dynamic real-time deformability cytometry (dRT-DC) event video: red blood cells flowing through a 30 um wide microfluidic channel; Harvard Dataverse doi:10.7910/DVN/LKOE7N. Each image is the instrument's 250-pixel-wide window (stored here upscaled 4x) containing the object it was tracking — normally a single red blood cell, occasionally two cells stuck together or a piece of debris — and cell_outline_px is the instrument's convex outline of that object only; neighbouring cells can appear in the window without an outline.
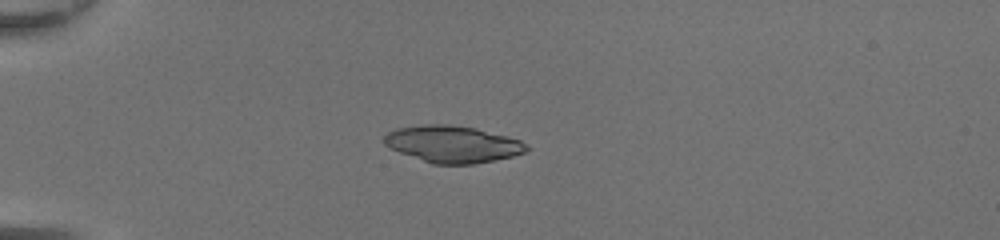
{"species": "common noctule bat (a hibernating species)", "species_latin": "Nyctalus noctula", "temperature_condition": "room temperature", "stored_images_in_passage": 35, "camera_frame_rate_fps": 3000, "um_per_image_px": 0.085, "animal": {"sex": "female", "body_mass_g": 20.0, "forearm_length_mm": 54.0}, "frame": {"image": 1, "passage_image": 1, "time_ms": 0.0, "image_size_px": [1000, 240], "cell_outline_px": [[532, 148], [528, 152], [512, 156], [472, 164], [432, 164], [400, 152], [384, 144], [384, 136], [388, 132], [396, 128], [424, 124], [444, 124], [476, 128], [508, 136], [520, 140], [528, 144]], "centroid_in_image_um": [38.52, 12.24], "position_along_channel_um": 46.5, "area_um2": 30.58}}
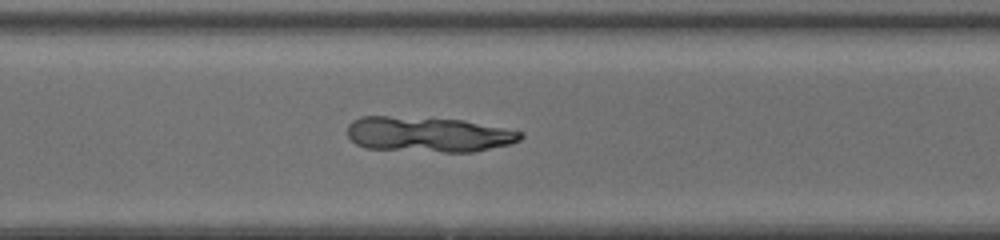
{"frame": {"image": 2, "passage_image": 23, "time_ms": 7.333, "image_size_px": [1000, 240], "cell_outline_px": [[524, 136], [520, 140], [512, 144], [472, 152], [444, 152], [364, 148], [356, 144], [348, 136], [348, 124], [352, 120], [360, 116], [388, 116], [464, 120], [504, 128], [520, 132]], "centroid_in_image_um": [36.39, 11.42], "position_along_channel_um": 334.2, "area_um2": 35.6}}
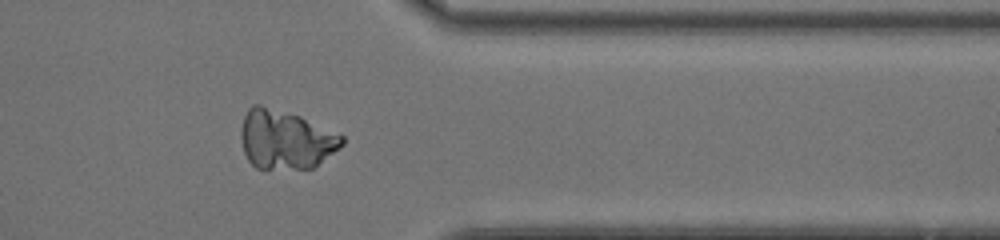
{"frame": {"image": 3, "passage_image": 27, "time_ms": 8.667, "image_size_px": [1000, 240], "cell_outline_px": [[344, 144], [340, 148], [312, 168], [256, 168], [248, 160], [244, 152], [240, 136], [240, 132], [244, 116], [248, 108], [252, 104], [260, 104], [300, 116], [344, 136]], "centroid_in_image_um": [24.25, 11.85], "position_along_channel_um": 387.1, "area_um2": 34.56}}